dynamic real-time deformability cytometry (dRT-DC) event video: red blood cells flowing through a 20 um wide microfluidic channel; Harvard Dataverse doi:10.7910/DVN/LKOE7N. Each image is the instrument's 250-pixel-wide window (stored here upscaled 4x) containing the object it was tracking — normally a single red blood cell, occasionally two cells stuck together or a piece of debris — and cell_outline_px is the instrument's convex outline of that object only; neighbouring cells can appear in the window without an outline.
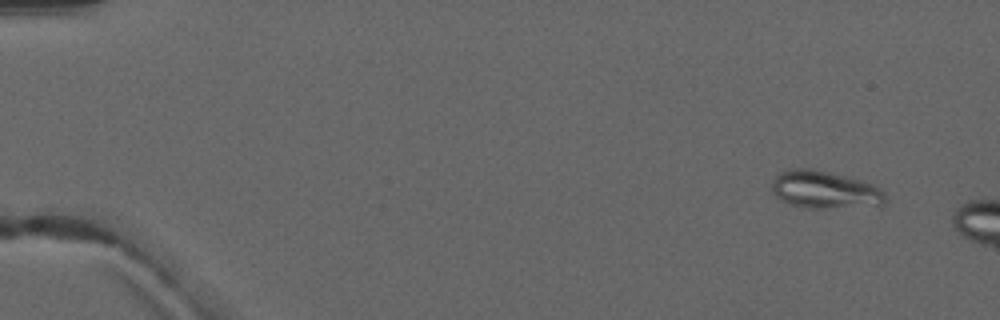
{"species": "common noctule bat (a hibernating species)", "species_latin": "Nyctalus noctula", "temperature_condition": "warm", "stored_images_in_passage": 3, "camera_frame_rate_fps": 3000, "um_per_image_px": 0.085, "animal": {"sex": "male", "forearm_length_mm": 52.5}, "frame": {"image": 1, "passage_image": 1, "time_ms": 0.0, "image_size_px": [1000, 320], "cell_outline_px": [[888, 200], [880, 208], [808, 208], [792, 204], [776, 196], [772, 192], [772, 180], [780, 172], [792, 168], [812, 168], [860, 180], [872, 184], [884, 192]], "centroid_in_image_um": [70.19, 16.16], "position_along_channel_um": 14.8, "area_um2": 25.26}}